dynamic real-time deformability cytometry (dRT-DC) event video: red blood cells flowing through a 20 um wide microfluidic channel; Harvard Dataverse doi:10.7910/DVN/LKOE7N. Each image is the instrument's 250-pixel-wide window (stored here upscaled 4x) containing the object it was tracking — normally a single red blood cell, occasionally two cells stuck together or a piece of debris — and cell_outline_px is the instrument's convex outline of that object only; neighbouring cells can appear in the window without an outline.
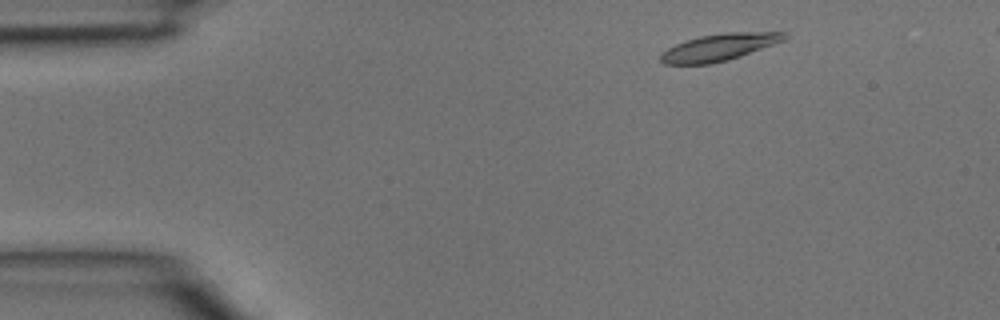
{"species": "common noctule bat (a hibernating species)", "species_latin": "Nyctalus noctula", "temperature_condition": "room temperature", "stored_images_in_passage": 3, "camera_frame_rate_fps": 3000, "um_per_image_px": 0.085, "animal": {"sex": "male", "body_mass_g": 15.6}, "frame": {"image": 1, "passage_image": 1, "time_ms": 0.0, "image_size_px": [1000, 320], "cell_outline_px": [[788, 36], [784, 40], [740, 56], [728, 60], [712, 64], [664, 64], [660, 60], [660, 56], [668, 48], [676, 44], [700, 36], [724, 32], [788, 32]], "centroid_in_image_um": [61.14, 4.01], "position_along_channel_um": 23.9, "area_um2": 19.25}}